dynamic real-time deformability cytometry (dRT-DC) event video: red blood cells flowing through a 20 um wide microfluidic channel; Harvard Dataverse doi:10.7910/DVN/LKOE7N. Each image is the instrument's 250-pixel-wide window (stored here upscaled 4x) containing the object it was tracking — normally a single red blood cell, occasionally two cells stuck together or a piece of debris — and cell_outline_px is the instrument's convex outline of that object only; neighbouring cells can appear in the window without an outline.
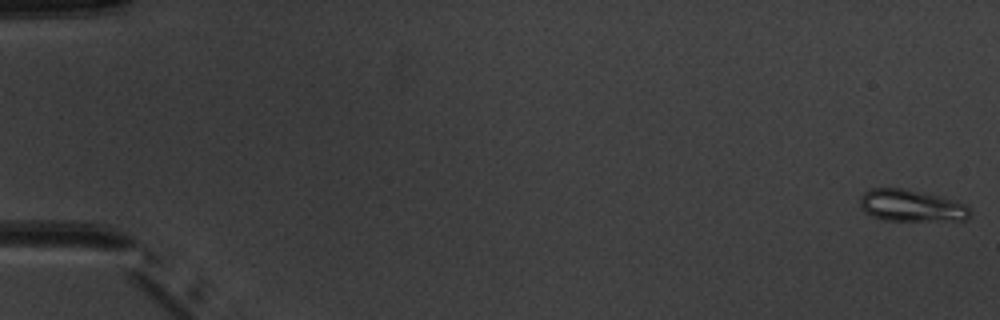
{"species": "common noctule bat (a hibernating species)", "species_latin": "Nyctalus noctula", "temperature_condition": "warm", "stored_images_in_passage": 5, "camera_frame_rate_fps": 3000, "um_per_image_px": 0.085, "animal": {"sex": "male", "body_mass_g": 20.1, "forearm_length_mm": 53.5}, "frame": {"image": 1, "passage_image": 1, "time_ms": 0.0, "image_size_px": [1000, 320], "cell_outline_px": [[972, 216], [968, 220], [880, 220], [864, 212], [860, 208], [860, 196], [864, 192], [872, 188], [904, 188], [940, 196], [968, 204]], "centroid_in_image_um": [77.47, 17.48], "position_along_channel_um": 7.5, "area_um2": 20.69}}
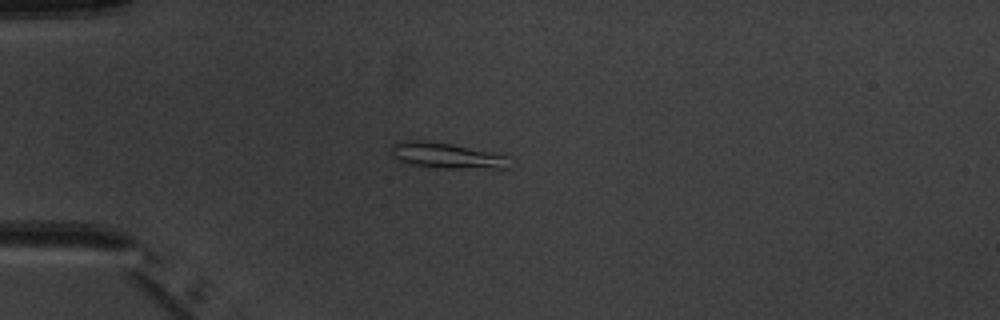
{"frame": {"image": 2, "passage_image": 5, "time_ms": 4.667, "image_size_px": [1000, 320], "cell_outline_px": [[508, 168], [436, 168], [412, 164], [396, 160], [388, 152], [388, 148], [392, 144], [400, 140], [424, 140], [452, 144], [504, 156]], "centroid_in_image_um": [37.74, 13.21], "position_along_channel_um": 47.3, "area_um2": 17.46}}